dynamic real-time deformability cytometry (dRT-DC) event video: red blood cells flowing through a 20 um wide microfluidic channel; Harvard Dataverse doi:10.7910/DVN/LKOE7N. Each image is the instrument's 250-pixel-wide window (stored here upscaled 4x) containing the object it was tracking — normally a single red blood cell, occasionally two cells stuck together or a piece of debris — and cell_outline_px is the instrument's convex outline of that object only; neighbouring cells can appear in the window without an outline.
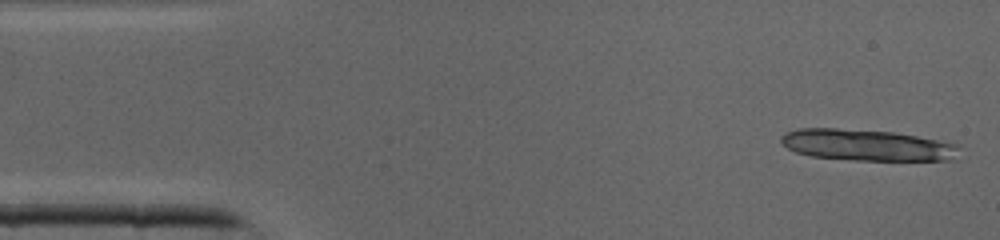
{"species": "common noctule bat (a hibernating species)", "species_latin": "Nyctalus noctula", "temperature_condition": "cold", "stored_images_in_passage": 41, "camera_frame_rate_fps": 3000, "um_per_image_px": 0.085, "animal": {"sex": "male", "body_mass_g": 19.0, "forearm_length_mm": 50.8}, "frame": {"image": 1, "passage_image": 1, "time_ms": 0.0, "image_size_px": [1000, 240], "cell_outline_px": [[960, 144], [948, 160], [856, 160], [812, 156], [796, 152], [788, 148], [780, 140], [780, 136], [788, 132], [800, 128], [836, 128], [892, 132], [916, 136]], "centroid_in_image_um": [73.62, 12.32], "position_along_channel_um": 11.4, "area_um2": 31.91}}
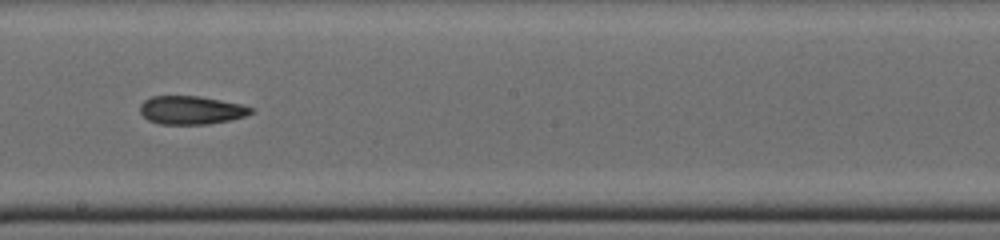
{"frame": {"image": 2, "passage_image": 22, "time_ms": 7.0, "image_size_px": [1000, 240], "cell_outline_px": [[252, 112], [244, 116], [228, 120], [208, 124], [160, 124], [148, 120], [140, 112], [140, 104], [144, 100], [152, 96], [200, 96], [240, 104], [252, 108]], "centroid_in_image_um": [16.2, 9.36], "position_along_channel_um": 232.0, "area_um2": 18.15}}
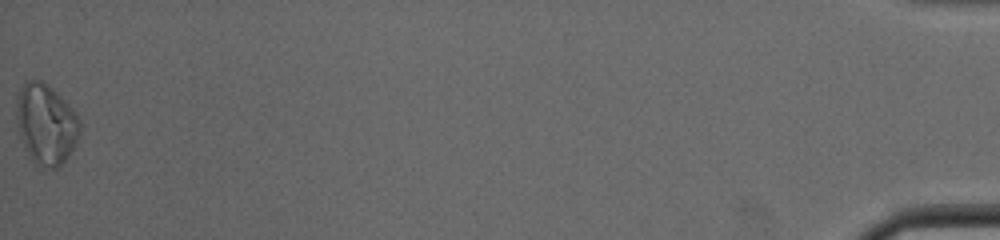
{"frame": {"image": 3, "passage_image": 41, "time_ms": 13.333, "image_size_px": [1000, 240], "cell_outline_px": [[80, 132], [68, 156], [56, 168], [52, 168], [36, 164], [28, 156], [20, 136], [16, 116], [16, 100], [20, 88], [28, 80], [40, 80], [48, 84], [64, 100], [80, 120]], "centroid_in_image_um": [3.88, 10.53], "position_along_channel_um": 431.3, "area_um2": 29.3}}